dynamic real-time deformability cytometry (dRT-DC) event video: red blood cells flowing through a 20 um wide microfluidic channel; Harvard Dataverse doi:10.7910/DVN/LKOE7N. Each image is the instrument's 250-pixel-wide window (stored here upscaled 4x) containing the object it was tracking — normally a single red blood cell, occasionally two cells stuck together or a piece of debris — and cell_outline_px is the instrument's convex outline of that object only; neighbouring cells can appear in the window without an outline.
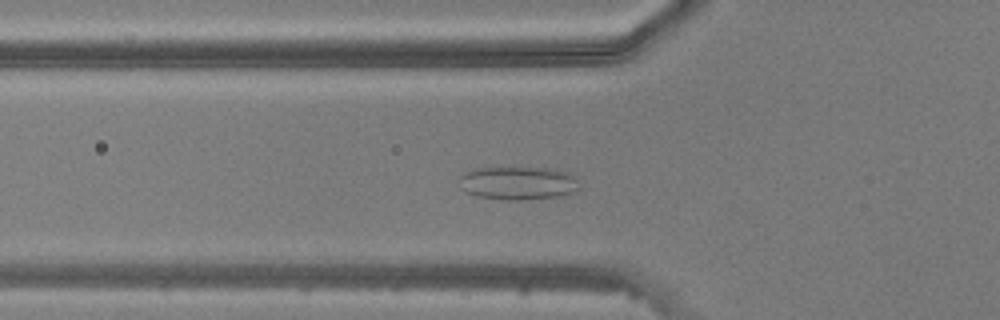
{"species": "common noctule bat (a hibernating species)", "species_latin": "Nyctalus noctula", "temperature_condition": "warm", "stored_images_in_passage": 37, "camera_frame_rate_fps": 3000, "um_per_image_px": 0.085, "animal": {"sex": "male", "body_mass_g": 20.5, "forearm_length_mm": 52.5}, "frame": {"image": 1, "passage_image": 6, "time_ms": 1.667, "image_size_px": [1000, 320], "cell_outline_px": [[576, 188], [572, 192], [560, 196], [528, 200], [504, 200], [476, 196], [460, 188], [460, 176], [476, 168], [556, 168], [568, 172], [576, 180]], "centroid_in_image_um": [44.01, 15.57], "position_along_channel_um": 81.8, "area_um2": 23.12}}
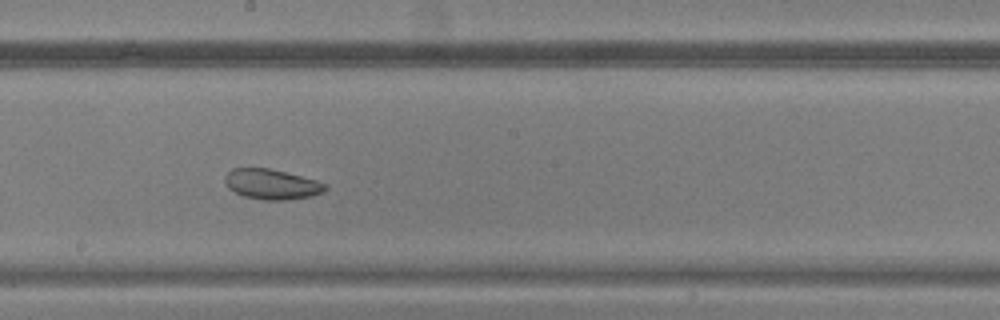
{"frame": {"image": 2, "passage_image": 16, "time_ms": 5.0, "image_size_px": [1000, 320], "cell_outline_px": [[328, 188], [324, 192], [312, 196], [284, 200], [264, 200], [244, 196], [228, 188], [224, 180], [224, 176], [232, 168], [268, 168], [316, 180], [328, 184]], "centroid_in_image_um": [23.11, 15.66], "position_along_channel_um": 225.1, "area_um2": 17.63}}
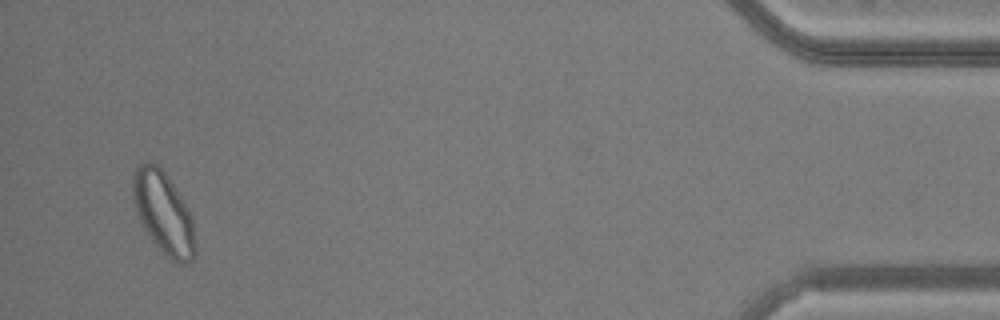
{"frame": {"image": 3, "passage_image": 35, "time_ms": 11.333, "image_size_px": [1000, 320], "cell_outline_px": [[196, 252], [192, 260], [184, 264], [180, 264], [172, 260], [160, 252], [144, 228], [136, 212], [132, 196], [132, 176], [136, 168], [144, 160], [148, 160], [156, 164], [164, 172], [176, 188], [188, 208], [192, 220], [196, 248]], "centroid_in_image_um": [13.88, 18.1], "position_along_channel_um": 421.3, "area_um2": 30.0}}